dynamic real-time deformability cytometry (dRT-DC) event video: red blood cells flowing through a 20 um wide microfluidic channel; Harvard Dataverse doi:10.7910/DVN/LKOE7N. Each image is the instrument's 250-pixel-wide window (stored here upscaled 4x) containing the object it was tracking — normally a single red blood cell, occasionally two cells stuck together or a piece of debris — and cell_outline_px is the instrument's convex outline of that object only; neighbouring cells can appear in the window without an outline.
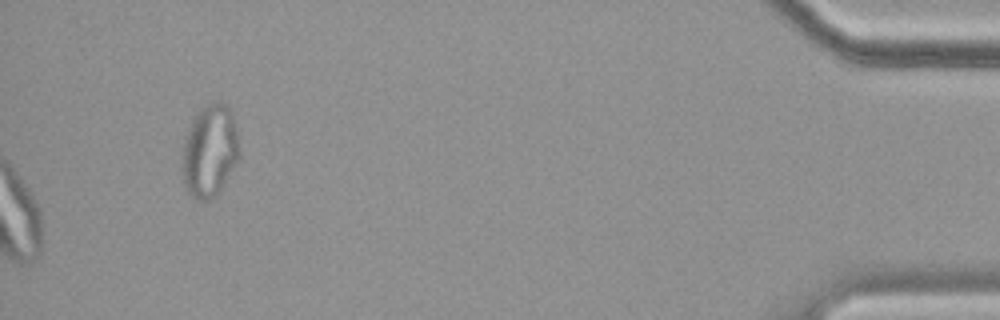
{"species": "common noctule bat (a hibernating species)", "species_latin": "Nyctalus noctula", "temperature_condition": "cold", "stored_images_in_passage": 43, "camera_frame_rate_fps": 3000, "um_per_image_px": 0.085, "animal": {"sex": "female", "body_mass_g": 19.9}, "frame": {"image": 1, "passage_image": 43, "time_ms": 14.0, "image_size_px": [1000, 320], "cell_outline_px": [[240, 156], [216, 196], [208, 200], [200, 200], [192, 196], [188, 192], [184, 184], [180, 164], [180, 156], [184, 140], [196, 112], [200, 108], [216, 100], [220, 100], [228, 104], [232, 112], [236, 128], [240, 148]], "centroid_in_image_um": [17.81, 12.79], "position_along_channel_um": 417.4, "area_um2": 31.27}, "authors_computed_cell_mechanics": {"area_um2": 26.7614, "velocity_mm_per_s": 3.4855, "shape_relaxation_time_tau1_ms": null, "shape_relaxation_time_tau2_ms": 1.3108, "deformation_change_tau1": null, "deformation_change_tau2": 0.0753}}